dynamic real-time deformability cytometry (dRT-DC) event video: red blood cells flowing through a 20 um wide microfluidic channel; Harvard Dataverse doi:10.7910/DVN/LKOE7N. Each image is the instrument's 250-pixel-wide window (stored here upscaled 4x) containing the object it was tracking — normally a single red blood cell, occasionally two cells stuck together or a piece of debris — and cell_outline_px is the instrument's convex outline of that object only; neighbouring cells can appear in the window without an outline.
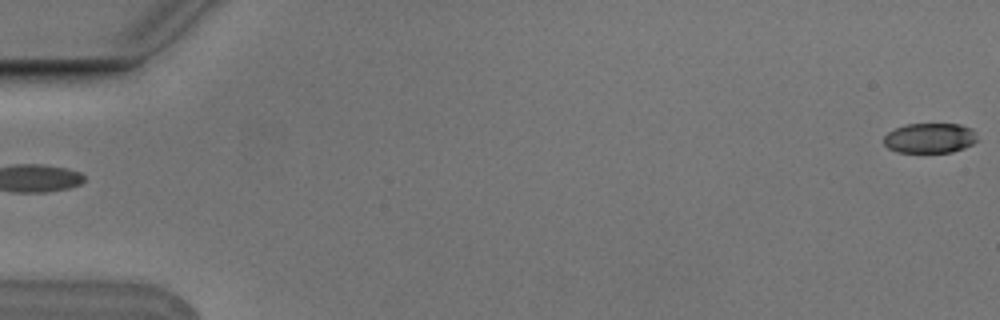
{"species": "Egyptian fruit bat (a non-hibernating species)", "species_latin": "Rousettus aegyptiacus", "temperature_condition": "cold", "stored_images_in_passage": 2, "segment_of_instrument_passage": [2, 2], "camera_frame_rate_fps": 3000, "um_per_image_px": 0.085, "animal": {"sex": "male"}, "frame": {"image": 1, "passage_image": 2, "time_ms": 0.333, "image_size_px": [1000, 320], "cell_outline_px": [[976, 140], [972, 144], [964, 148], [952, 152], [896, 152], [888, 148], [884, 144], [884, 136], [888, 132], [896, 128], [908, 124], [960, 124], [972, 128], [976, 136]], "centroid_in_image_um": [79.03, 11.74], "position_along_channel_um": 6.0, "area_um2": 16.3}}